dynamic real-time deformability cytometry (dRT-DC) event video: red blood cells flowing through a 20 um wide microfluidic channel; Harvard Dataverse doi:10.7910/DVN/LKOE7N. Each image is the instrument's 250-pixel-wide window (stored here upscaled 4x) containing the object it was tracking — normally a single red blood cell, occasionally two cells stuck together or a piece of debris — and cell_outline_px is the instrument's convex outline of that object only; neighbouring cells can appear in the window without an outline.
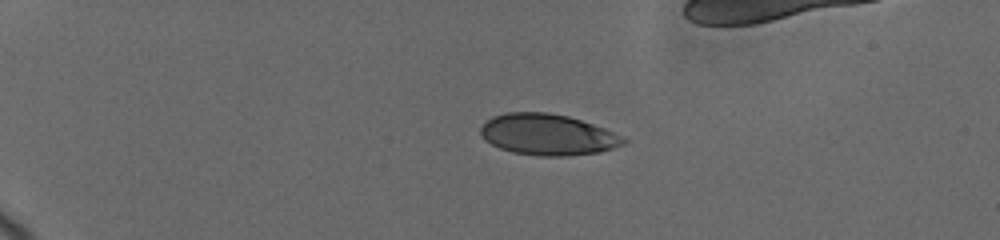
{"species": "human", "species_latin": "Homo sapiens", "temperature_condition": "cold", "stored_images_in_passage": 10, "segment_of_instrument_passage": [1, 2], "camera_frame_rate_fps": 3000, "um_per_image_px": 0.085, "donor": {"sex": "female"}, "frame": {"image": 1, "passage_image": 5, "time_ms": 3.0, "image_size_px": [1000, 240], "cell_outline_px": [[628, 140], [624, 144], [600, 152], [568, 156], [540, 156], [512, 152], [500, 148], [484, 140], [480, 136], [480, 128], [492, 116], [508, 112], [548, 112], [568, 116], [604, 128]], "centroid_in_image_um": [46.52, 11.44], "position_along_channel_um": 38.5, "area_um2": 34.16}}
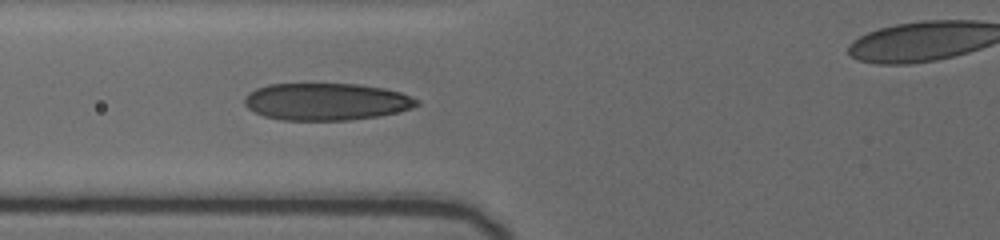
{"frame": {"image": 2, "passage_image": 9, "time_ms": 6.667, "image_size_px": [1000, 240], "cell_outline_px": [[420, 104], [412, 108], [396, 112], [376, 116], [348, 120], [280, 120], [264, 116], [248, 108], [244, 104], [244, 100], [256, 88], [268, 84], [360, 84], [384, 88], [400, 92], [420, 100]], "centroid_in_image_um": [27.76, 8.64], "position_along_channel_um": 98.0, "area_um2": 37.17}}